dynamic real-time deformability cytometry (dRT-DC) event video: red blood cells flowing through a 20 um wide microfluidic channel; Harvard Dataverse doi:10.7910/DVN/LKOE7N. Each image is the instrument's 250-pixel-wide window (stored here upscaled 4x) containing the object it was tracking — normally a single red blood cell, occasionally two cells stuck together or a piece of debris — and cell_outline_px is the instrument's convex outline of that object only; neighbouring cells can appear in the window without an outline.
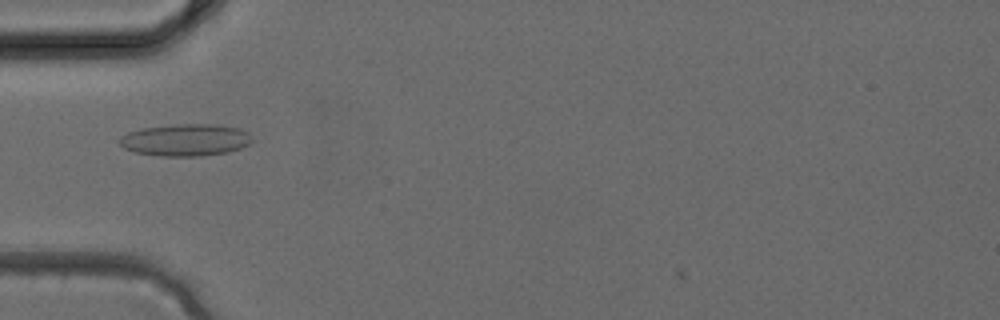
{"species": "common noctule bat (a hibernating species)", "species_latin": "Nyctalus noctula", "temperature_condition": "cold", "stored_images_in_passage": 1, "camera_frame_rate_fps": 3000, "um_per_image_px": 0.085, "animal": {"sex": "female", "body_mass_g": 24.6, "forearm_length_mm": 56.2}, "frame": {"image": 1, "passage_image": 1, "time_ms": 0.0, "image_size_px": [1000, 320], "cell_outline_px": [[252, 144], [228, 152], [200, 156], [160, 156], [136, 152], [124, 148], [120, 144], [120, 136], [128, 132], [140, 128], [176, 124], [216, 124], [240, 128], [248, 132], [252, 140]], "centroid_in_image_um": [15.79, 11.89], "position_along_channel_um": 69.2, "area_um2": 24.91}}